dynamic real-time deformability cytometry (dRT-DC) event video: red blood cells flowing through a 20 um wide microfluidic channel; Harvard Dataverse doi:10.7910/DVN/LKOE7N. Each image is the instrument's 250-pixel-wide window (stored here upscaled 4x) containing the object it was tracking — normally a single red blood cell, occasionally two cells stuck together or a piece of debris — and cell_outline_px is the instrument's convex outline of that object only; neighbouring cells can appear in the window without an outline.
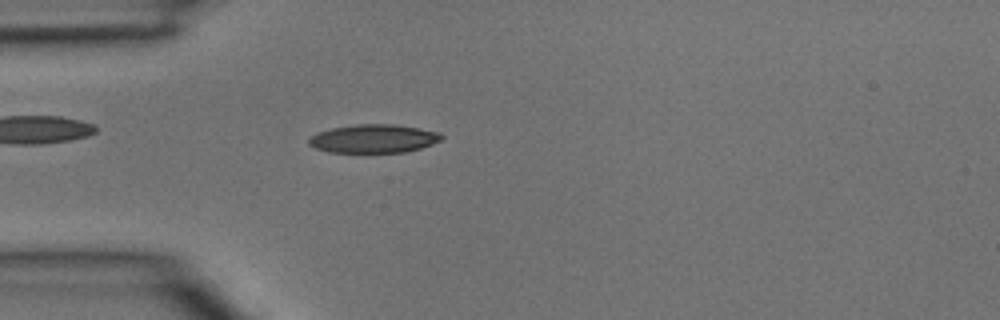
{"species": "common noctule bat (a hibernating species)", "species_latin": "Nyctalus noctula", "temperature_condition": "room temperature", "stored_images_in_passage": 1, "camera_frame_rate_fps": 3000, "um_per_image_px": 0.085, "animal": {"sex": "male", "body_mass_g": 15.6}, "frame": {"image": 1, "passage_image": 1, "time_ms": 0.0, "image_size_px": [1000, 320], "cell_outline_px": [[444, 136], [440, 140], [432, 144], [420, 148], [404, 152], [328, 152], [316, 148], [308, 144], [308, 140], [312, 136], [320, 132], [332, 128], [356, 124], [396, 124], [440, 132]], "centroid_in_image_um": [31.78, 11.78], "position_along_channel_um": 53.2, "area_um2": 21.85}}